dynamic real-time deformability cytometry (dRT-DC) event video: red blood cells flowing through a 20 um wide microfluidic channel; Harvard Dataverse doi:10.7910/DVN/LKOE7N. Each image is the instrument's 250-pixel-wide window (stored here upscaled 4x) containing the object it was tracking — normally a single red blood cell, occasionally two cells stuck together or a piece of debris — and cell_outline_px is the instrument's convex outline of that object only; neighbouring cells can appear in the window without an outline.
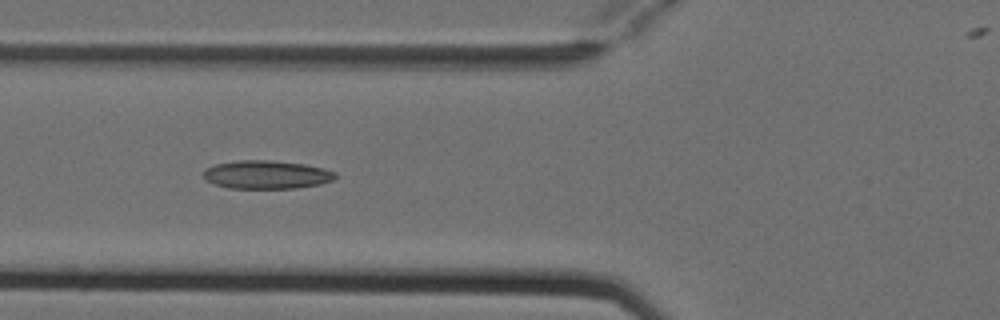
{"species": "Egyptian fruit bat (a non-hibernating species)", "species_latin": "Rousettus aegyptiacus", "temperature_condition": "cold", "stored_images_in_passage": 5, "camera_frame_rate_fps": 3000, "um_per_image_px": 0.085, "animal": {"sex": "female"}, "frame": {"image": 1, "passage_image": 5, "time_ms": 1.333, "image_size_px": [1000, 320], "cell_outline_px": [[336, 176], [332, 180], [320, 184], [296, 188], [228, 188], [212, 184], [204, 180], [204, 172], [208, 168], [216, 164], [236, 160], [268, 160], [304, 164], [324, 168], [336, 172]], "centroid_in_image_um": [22.64, 14.85], "position_along_channel_um": 103.2, "area_um2": 21.79}}